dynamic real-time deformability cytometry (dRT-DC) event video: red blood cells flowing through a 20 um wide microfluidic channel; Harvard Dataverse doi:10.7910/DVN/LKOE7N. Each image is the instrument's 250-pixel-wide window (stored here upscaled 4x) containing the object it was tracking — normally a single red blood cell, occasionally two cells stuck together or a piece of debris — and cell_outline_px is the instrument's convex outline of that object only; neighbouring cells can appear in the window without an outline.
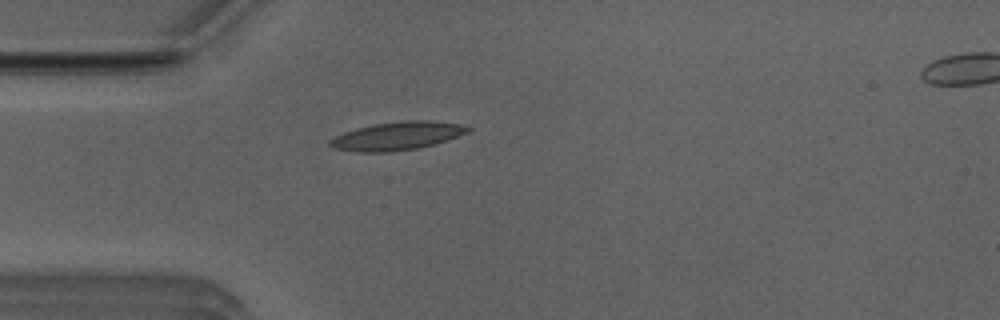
{"species": "Egyptian fruit bat (a non-hibernating species)", "species_latin": "Rousettus aegyptiacus", "temperature_condition": "room temperature", "stored_images_in_passage": 38, "camera_frame_rate_fps": 3000, "um_per_image_px": 0.085, "animal": {"sex": "male"}, "frame": {"image": 1, "passage_image": 8, "time_ms": 2.333, "image_size_px": [1000, 320], "cell_outline_px": [[472, 128], [468, 132], [448, 140], [436, 144], [416, 148], [388, 152], [360, 152], [332, 148], [328, 144], [328, 140], [344, 132], [356, 128], [372, 124], [404, 120], [432, 120], [460, 124]], "centroid_in_image_um": [33.75, 11.55], "position_along_channel_um": 51.2, "area_um2": 22.83}}
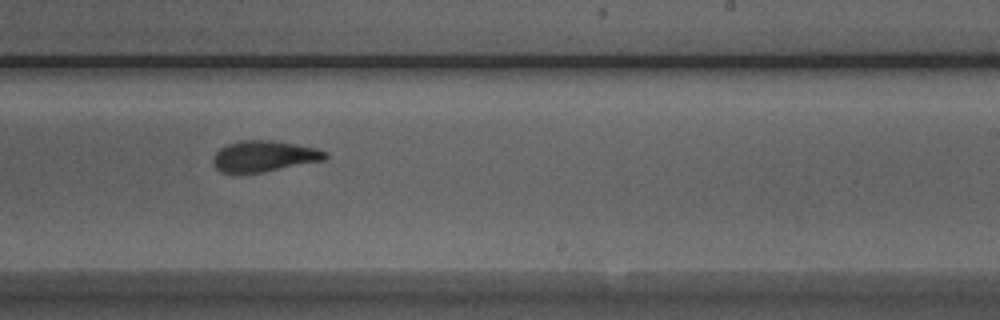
{"frame": {"image": 2, "passage_image": 25, "time_ms": 8.0, "image_size_px": [1000, 320], "cell_outline_px": [[328, 156], [324, 160], [264, 172], [220, 172], [212, 164], [212, 160], [216, 152], [220, 148], [228, 144], [240, 140], [272, 140], [316, 148], [328, 152]], "centroid_in_image_um": [22.44, 13.27], "position_along_channel_um": 266.6, "area_um2": 20.17}}
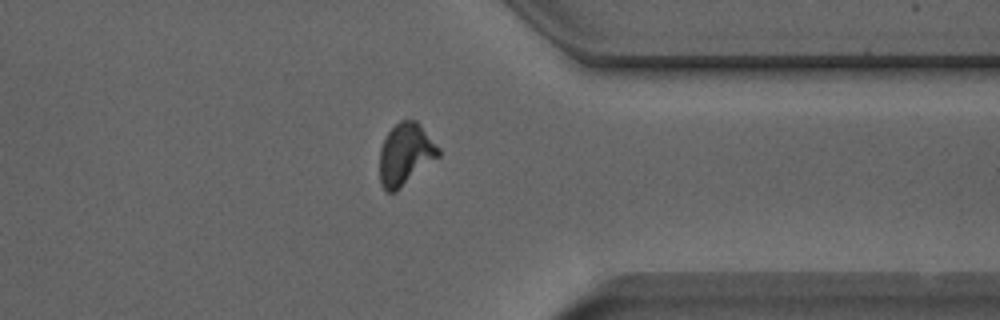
{"frame": {"image": 3, "passage_image": 34, "time_ms": 11.0, "image_size_px": [1000, 320], "cell_outline_px": [[440, 156], [396, 192], [384, 192], [380, 184], [380, 148], [388, 132], [400, 120], [416, 120], [420, 124], [440, 148]], "centroid_in_image_um": [34.46, 13.13], "position_along_channel_um": 376.9, "area_um2": 21.33}}